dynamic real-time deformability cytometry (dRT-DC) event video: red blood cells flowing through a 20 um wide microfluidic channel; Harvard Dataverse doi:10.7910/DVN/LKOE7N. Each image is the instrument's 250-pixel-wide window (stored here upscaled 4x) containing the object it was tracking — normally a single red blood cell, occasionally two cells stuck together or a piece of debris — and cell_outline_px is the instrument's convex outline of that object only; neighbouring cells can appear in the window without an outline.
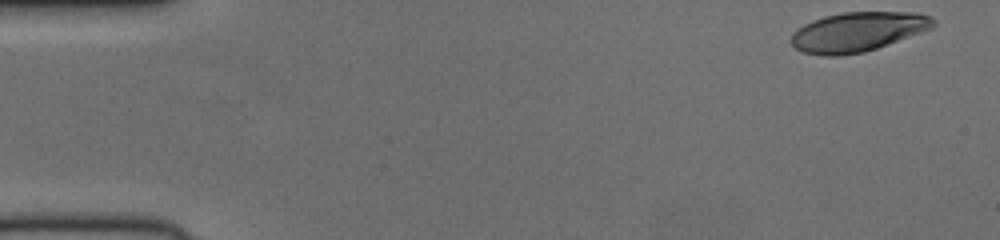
{"species": "human", "species_latin": "Homo sapiens", "temperature_condition": "cold", "stored_images_in_passage": 50, "camera_frame_rate_fps": 3000, "um_per_image_px": 0.085, "donor": {"sex": "female"}, "frame": {"image": 1, "passage_image": 1, "time_ms": 0.0, "image_size_px": [1000, 240], "cell_outline_px": [[936, 24], [932, 28], [888, 44], [864, 52], [836, 56], [824, 56], [804, 52], [796, 48], [788, 40], [792, 32], [796, 28], [812, 20], [824, 16], [844, 12], [920, 12], [932, 16], [936, 20]], "centroid_in_image_um": [72.9, 2.69], "position_along_channel_um": 12.1, "area_um2": 32.95}}
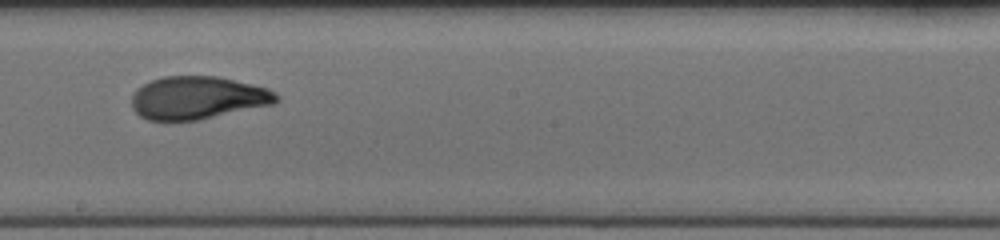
{"frame": {"image": 2, "passage_image": 28, "time_ms": 9.0, "image_size_px": [1000, 240], "cell_outline_px": [[280, 100], [276, 104], [200, 120], [148, 120], [140, 116], [132, 108], [132, 92], [136, 88], [152, 80], [164, 76], [220, 76], [268, 88], [276, 92], [280, 96]], "centroid_in_image_um": [16.85, 8.31], "position_along_channel_um": 231.3, "area_um2": 36.65}}
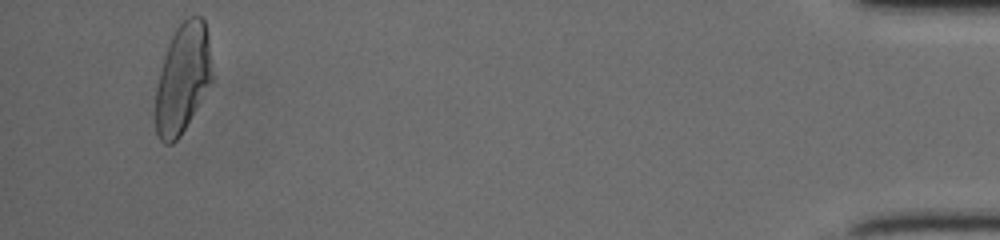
{"frame": {"image": 3, "passage_image": 48, "time_ms": 15.667, "image_size_px": [1000, 240], "cell_outline_px": [[212, 80], [180, 136], [172, 144], [164, 144], [160, 140], [156, 132], [156, 88], [164, 56], [168, 44], [176, 28], [188, 16], [200, 16], [204, 20], [208, 36], [212, 76]], "centroid_in_image_um": [15.52, 6.66], "position_along_channel_um": 419.7, "area_um2": 35.49}}